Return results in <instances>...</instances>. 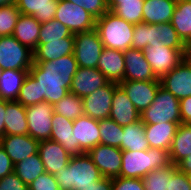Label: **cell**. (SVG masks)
Returning <instances> with one entry per match:
<instances>
[{
  "instance_id": "cell-53",
  "label": "cell",
  "mask_w": 191,
  "mask_h": 190,
  "mask_svg": "<svg viewBox=\"0 0 191 190\" xmlns=\"http://www.w3.org/2000/svg\"><path fill=\"white\" fill-rule=\"evenodd\" d=\"M184 58L191 65V43L186 45Z\"/></svg>"
},
{
  "instance_id": "cell-44",
  "label": "cell",
  "mask_w": 191,
  "mask_h": 190,
  "mask_svg": "<svg viewBox=\"0 0 191 190\" xmlns=\"http://www.w3.org/2000/svg\"><path fill=\"white\" fill-rule=\"evenodd\" d=\"M28 190H60V188L55 176L45 172L28 186Z\"/></svg>"
},
{
  "instance_id": "cell-27",
  "label": "cell",
  "mask_w": 191,
  "mask_h": 190,
  "mask_svg": "<svg viewBox=\"0 0 191 190\" xmlns=\"http://www.w3.org/2000/svg\"><path fill=\"white\" fill-rule=\"evenodd\" d=\"M176 1L174 0H144L143 23L161 24L170 22Z\"/></svg>"
},
{
  "instance_id": "cell-5",
  "label": "cell",
  "mask_w": 191,
  "mask_h": 190,
  "mask_svg": "<svg viewBox=\"0 0 191 190\" xmlns=\"http://www.w3.org/2000/svg\"><path fill=\"white\" fill-rule=\"evenodd\" d=\"M144 125L174 122L181 124L179 100L163 87H159L153 103L141 114Z\"/></svg>"
},
{
  "instance_id": "cell-39",
  "label": "cell",
  "mask_w": 191,
  "mask_h": 190,
  "mask_svg": "<svg viewBox=\"0 0 191 190\" xmlns=\"http://www.w3.org/2000/svg\"><path fill=\"white\" fill-rule=\"evenodd\" d=\"M66 37H74V34H72L64 24L53 18L52 20L41 24L38 44H46L50 41Z\"/></svg>"
},
{
  "instance_id": "cell-49",
  "label": "cell",
  "mask_w": 191,
  "mask_h": 190,
  "mask_svg": "<svg viewBox=\"0 0 191 190\" xmlns=\"http://www.w3.org/2000/svg\"><path fill=\"white\" fill-rule=\"evenodd\" d=\"M181 123L191 124V96L179 100Z\"/></svg>"
},
{
  "instance_id": "cell-32",
  "label": "cell",
  "mask_w": 191,
  "mask_h": 190,
  "mask_svg": "<svg viewBox=\"0 0 191 190\" xmlns=\"http://www.w3.org/2000/svg\"><path fill=\"white\" fill-rule=\"evenodd\" d=\"M191 155V124L178 125L169 151L171 163L176 166L180 161Z\"/></svg>"
},
{
  "instance_id": "cell-41",
  "label": "cell",
  "mask_w": 191,
  "mask_h": 190,
  "mask_svg": "<svg viewBox=\"0 0 191 190\" xmlns=\"http://www.w3.org/2000/svg\"><path fill=\"white\" fill-rule=\"evenodd\" d=\"M156 38L166 47L173 49H186V44L178 36L170 22L156 24Z\"/></svg>"
},
{
  "instance_id": "cell-18",
  "label": "cell",
  "mask_w": 191,
  "mask_h": 190,
  "mask_svg": "<svg viewBox=\"0 0 191 190\" xmlns=\"http://www.w3.org/2000/svg\"><path fill=\"white\" fill-rule=\"evenodd\" d=\"M38 153L44 165L45 172L54 176L68 165L71 158V155L60 143L52 140L39 141Z\"/></svg>"
},
{
  "instance_id": "cell-56",
  "label": "cell",
  "mask_w": 191,
  "mask_h": 190,
  "mask_svg": "<svg viewBox=\"0 0 191 190\" xmlns=\"http://www.w3.org/2000/svg\"><path fill=\"white\" fill-rule=\"evenodd\" d=\"M187 177H188V181H189V184L191 186V173H186Z\"/></svg>"
},
{
  "instance_id": "cell-2",
  "label": "cell",
  "mask_w": 191,
  "mask_h": 190,
  "mask_svg": "<svg viewBox=\"0 0 191 190\" xmlns=\"http://www.w3.org/2000/svg\"><path fill=\"white\" fill-rule=\"evenodd\" d=\"M60 190H81L103 178L88 153L71 156L69 163L55 175Z\"/></svg>"
},
{
  "instance_id": "cell-36",
  "label": "cell",
  "mask_w": 191,
  "mask_h": 190,
  "mask_svg": "<svg viewBox=\"0 0 191 190\" xmlns=\"http://www.w3.org/2000/svg\"><path fill=\"white\" fill-rule=\"evenodd\" d=\"M100 144L120 148L122 144L123 127L111 118L99 120Z\"/></svg>"
},
{
  "instance_id": "cell-19",
  "label": "cell",
  "mask_w": 191,
  "mask_h": 190,
  "mask_svg": "<svg viewBox=\"0 0 191 190\" xmlns=\"http://www.w3.org/2000/svg\"><path fill=\"white\" fill-rule=\"evenodd\" d=\"M99 120L82 115L73 122L75 144H79L84 153L100 144Z\"/></svg>"
},
{
  "instance_id": "cell-25",
  "label": "cell",
  "mask_w": 191,
  "mask_h": 190,
  "mask_svg": "<svg viewBox=\"0 0 191 190\" xmlns=\"http://www.w3.org/2000/svg\"><path fill=\"white\" fill-rule=\"evenodd\" d=\"M15 4L23 15H30L42 23L55 17L58 0H15Z\"/></svg>"
},
{
  "instance_id": "cell-20",
  "label": "cell",
  "mask_w": 191,
  "mask_h": 190,
  "mask_svg": "<svg viewBox=\"0 0 191 190\" xmlns=\"http://www.w3.org/2000/svg\"><path fill=\"white\" fill-rule=\"evenodd\" d=\"M73 122L62 115L53 113L50 137V140L60 143L71 156L84 153L79 144H75Z\"/></svg>"
},
{
  "instance_id": "cell-24",
  "label": "cell",
  "mask_w": 191,
  "mask_h": 190,
  "mask_svg": "<svg viewBox=\"0 0 191 190\" xmlns=\"http://www.w3.org/2000/svg\"><path fill=\"white\" fill-rule=\"evenodd\" d=\"M145 126V136L150 148L170 151L172 140L176 134L178 124L164 122L162 124H150Z\"/></svg>"
},
{
  "instance_id": "cell-42",
  "label": "cell",
  "mask_w": 191,
  "mask_h": 190,
  "mask_svg": "<svg viewBox=\"0 0 191 190\" xmlns=\"http://www.w3.org/2000/svg\"><path fill=\"white\" fill-rule=\"evenodd\" d=\"M20 15L15 3L0 7V36L12 35Z\"/></svg>"
},
{
  "instance_id": "cell-37",
  "label": "cell",
  "mask_w": 191,
  "mask_h": 190,
  "mask_svg": "<svg viewBox=\"0 0 191 190\" xmlns=\"http://www.w3.org/2000/svg\"><path fill=\"white\" fill-rule=\"evenodd\" d=\"M159 43L156 38V24H135L132 37V48L144 50L148 46Z\"/></svg>"
},
{
  "instance_id": "cell-38",
  "label": "cell",
  "mask_w": 191,
  "mask_h": 190,
  "mask_svg": "<svg viewBox=\"0 0 191 190\" xmlns=\"http://www.w3.org/2000/svg\"><path fill=\"white\" fill-rule=\"evenodd\" d=\"M177 169L172 163L164 168H159L146 174L142 179L145 190H168L169 178Z\"/></svg>"
},
{
  "instance_id": "cell-45",
  "label": "cell",
  "mask_w": 191,
  "mask_h": 190,
  "mask_svg": "<svg viewBox=\"0 0 191 190\" xmlns=\"http://www.w3.org/2000/svg\"><path fill=\"white\" fill-rule=\"evenodd\" d=\"M112 190H145L142 178H123L112 179Z\"/></svg>"
},
{
  "instance_id": "cell-34",
  "label": "cell",
  "mask_w": 191,
  "mask_h": 190,
  "mask_svg": "<svg viewBox=\"0 0 191 190\" xmlns=\"http://www.w3.org/2000/svg\"><path fill=\"white\" fill-rule=\"evenodd\" d=\"M53 111L69 120H76L84 115L83 100L73 93H68L60 101L53 105Z\"/></svg>"
},
{
  "instance_id": "cell-3",
  "label": "cell",
  "mask_w": 191,
  "mask_h": 190,
  "mask_svg": "<svg viewBox=\"0 0 191 190\" xmlns=\"http://www.w3.org/2000/svg\"><path fill=\"white\" fill-rule=\"evenodd\" d=\"M171 164L169 152L162 149L149 148L143 151H122L120 177L143 178L153 170Z\"/></svg>"
},
{
  "instance_id": "cell-55",
  "label": "cell",
  "mask_w": 191,
  "mask_h": 190,
  "mask_svg": "<svg viewBox=\"0 0 191 190\" xmlns=\"http://www.w3.org/2000/svg\"><path fill=\"white\" fill-rule=\"evenodd\" d=\"M15 3V0H0V7L9 6Z\"/></svg>"
},
{
  "instance_id": "cell-33",
  "label": "cell",
  "mask_w": 191,
  "mask_h": 190,
  "mask_svg": "<svg viewBox=\"0 0 191 190\" xmlns=\"http://www.w3.org/2000/svg\"><path fill=\"white\" fill-rule=\"evenodd\" d=\"M14 173L29 186L42 173H45L39 153L33 154L15 164Z\"/></svg>"
},
{
  "instance_id": "cell-35",
  "label": "cell",
  "mask_w": 191,
  "mask_h": 190,
  "mask_svg": "<svg viewBox=\"0 0 191 190\" xmlns=\"http://www.w3.org/2000/svg\"><path fill=\"white\" fill-rule=\"evenodd\" d=\"M144 0L120 1L110 11L132 24L143 22Z\"/></svg>"
},
{
  "instance_id": "cell-23",
  "label": "cell",
  "mask_w": 191,
  "mask_h": 190,
  "mask_svg": "<svg viewBox=\"0 0 191 190\" xmlns=\"http://www.w3.org/2000/svg\"><path fill=\"white\" fill-rule=\"evenodd\" d=\"M74 44V37H66L50 41L46 44H38L33 51V62L51 61L73 54Z\"/></svg>"
},
{
  "instance_id": "cell-28",
  "label": "cell",
  "mask_w": 191,
  "mask_h": 190,
  "mask_svg": "<svg viewBox=\"0 0 191 190\" xmlns=\"http://www.w3.org/2000/svg\"><path fill=\"white\" fill-rule=\"evenodd\" d=\"M5 135L28 134L26 110L18 101H6Z\"/></svg>"
},
{
  "instance_id": "cell-17",
  "label": "cell",
  "mask_w": 191,
  "mask_h": 190,
  "mask_svg": "<svg viewBox=\"0 0 191 190\" xmlns=\"http://www.w3.org/2000/svg\"><path fill=\"white\" fill-rule=\"evenodd\" d=\"M108 82L105 75L97 68L78 67L72 79L70 93L83 98L105 86Z\"/></svg>"
},
{
  "instance_id": "cell-30",
  "label": "cell",
  "mask_w": 191,
  "mask_h": 190,
  "mask_svg": "<svg viewBox=\"0 0 191 190\" xmlns=\"http://www.w3.org/2000/svg\"><path fill=\"white\" fill-rule=\"evenodd\" d=\"M29 70H2L0 99L16 101Z\"/></svg>"
},
{
  "instance_id": "cell-22",
  "label": "cell",
  "mask_w": 191,
  "mask_h": 190,
  "mask_svg": "<svg viewBox=\"0 0 191 190\" xmlns=\"http://www.w3.org/2000/svg\"><path fill=\"white\" fill-rule=\"evenodd\" d=\"M97 69L101 71L109 82L124 81L125 61L123 51L104 47Z\"/></svg>"
},
{
  "instance_id": "cell-48",
  "label": "cell",
  "mask_w": 191,
  "mask_h": 190,
  "mask_svg": "<svg viewBox=\"0 0 191 190\" xmlns=\"http://www.w3.org/2000/svg\"><path fill=\"white\" fill-rule=\"evenodd\" d=\"M14 172V164L5 150L0 146V179Z\"/></svg>"
},
{
  "instance_id": "cell-29",
  "label": "cell",
  "mask_w": 191,
  "mask_h": 190,
  "mask_svg": "<svg viewBox=\"0 0 191 190\" xmlns=\"http://www.w3.org/2000/svg\"><path fill=\"white\" fill-rule=\"evenodd\" d=\"M171 25L176 30L178 36L187 45L191 43V0H181L176 2Z\"/></svg>"
},
{
  "instance_id": "cell-21",
  "label": "cell",
  "mask_w": 191,
  "mask_h": 190,
  "mask_svg": "<svg viewBox=\"0 0 191 190\" xmlns=\"http://www.w3.org/2000/svg\"><path fill=\"white\" fill-rule=\"evenodd\" d=\"M109 118L122 127L140 120V113L120 86L113 93Z\"/></svg>"
},
{
  "instance_id": "cell-11",
  "label": "cell",
  "mask_w": 191,
  "mask_h": 190,
  "mask_svg": "<svg viewBox=\"0 0 191 190\" xmlns=\"http://www.w3.org/2000/svg\"><path fill=\"white\" fill-rule=\"evenodd\" d=\"M118 86V83L108 82L105 86L83 97L84 114L96 120L109 118L113 93Z\"/></svg>"
},
{
  "instance_id": "cell-1",
  "label": "cell",
  "mask_w": 191,
  "mask_h": 190,
  "mask_svg": "<svg viewBox=\"0 0 191 190\" xmlns=\"http://www.w3.org/2000/svg\"><path fill=\"white\" fill-rule=\"evenodd\" d=\"M78 64L74 54L56 60L33 62L29 73L39 82L41 102L56 104L68 93Z\"/></svg>"
},
{
  "instance_id": "cell-13",
  "label": "cell",
  "mask_w": 191,
  "mask_h": 190,
  "mask_svg": "<svg viewBox=\"0 0 191 190\" xmlns=\"http://www.w3.org/2000/svg\"><path fill=\"white\" fill-rule=\"evenodd\" d=\"M88 154L105 178H117L122 165V150L117 147L98 144Z\"/></svg>"
},
{
  "instance_id": "cell-8",
  "label": "cell",
  "mask_w": 191,
  "mask_h": 190,
  "mask_svg": "<svg viewBox=\"0 0 191 190\" xmlns=\"http://www.w3.org/2000/svg\"><path fill=\"white\" fill-rule=\"evenodd\" d=\"M185 50L166 47L162 42H159L146 47L143 54L155 76L160 79L184 59Z\"/></svg>"
},
{
  "instance_id": "cell-31",
  "label": "cell",
  "mask_w": 191,
  "mask_h": 190,
  "mask_svg": "<svg viewBox=\"0 0 191 190\" xmlns=\"http://www.w3.org/2000/svg\"><path fill=\"white\" fill-rule=\"evenodd\" d=\"M122 151H143L150 148L145 136V126L140 119L135 123L123 126Z\"/></svg>"
},
{
  "instance_id": "cell-6",
  "label": "cell",
  "mask_w": 191,
  "mask_h": 190,
  "mask_svg": "<svg viewBox=\"0 0 191 190\" xmlns=\"http://www.w3.org/2000/svg\"><path fill=\"white\" fill-rule=\"evenodd\" d=\"M33 64V51L12 35L0 36V67L2 70H29Z\"/></svg>"
},
{
  "instance_id": "cell-26",
  "label": "cell",
  "mask_w": 191,
  "mask_h": 190,
  "mask_svg": "<svg viewBox=\"0 0 191 190\" xmlns=\"http://www.w3.org/2000/svg\"><path fill=\"white\" fill-rule=\"evenodd\" d=\"M41 23L35 17L21 14L12 36L22 45L34 51L38 45Z\"/></svg>"
},
{
  "instance_id": "cell-43",
  "label": "cell",
  "mask_w": 191,
  "mask_h": 190,
  "mask_svg": "<svg viewBox=\"0 0 191 190\" xmlns=\"http://www.w3.org/2000/svg\"><path fill=\"white\" fill-rule=\"evenodd\" d=\"M80 7H83L96 19L102 17L109 11L106 0H67Z\"/></svg>"
},
{
  "instance_id": "cell-10",
  "label": "cell",
  "mask_w": 191,
  "mask_h": 190,
  "mask_svg": "<svg viewBox=\"0 0 191 190\" xmlns=\"http://www.w3.org/2000/svg\"><path fill=\"white\" fill-rule=\"evenodd\" d=\"M28 135L35 140H50L52 131L53 105L42 101L25 107Z\"/></svg>"
},
{
  "instance_id": "cell-57",
  "label": "cell",
  "mask_w": 191,
  "mask_h": 190,
  "mask_svg": "<svg viewBox=\"0 0 191 190\" xmlns=\"http://www.w3.org/2000/svg\"><path fill=\"white\" fill-rule=\"evenodd\" d=\"M2 68L0 67V78H1Z\"/></svg>"
},
{
  "instance_id": "cell-4",
  "label": "cell",
  "mask_w": 191,
  "mask_h": 190,
  "mask_svg": "<svg viewBox=\"0 0 191 190\" xmlns=\"http://www.w3.org/2000/svg\"><path fill=\"white\" fill-rule=\"evenodd\" d=\"M135 24L125 21L113 12L108 11L96 19L95 29L103 47L125 51L132 48L133 29Z\"/></svg>"
},
{
  "instance_id": "cell-14",
  "label": "cell",
  "mask_w": 191,
  "mask_h": 190,
  "mask_svg": "<svg viewBox=\"0 0 191 190\" xmlns=\"http://www.w3.org/2000/svg\"><path fill=\"white\" fill-rule=\"evenodd\" d=\"M118 85L127 94L136 110L141 114L153 103L161 83L160 81L124 80Z\"/></svg>"
},
{
  "instance_id": "cell-40",
  "label": "cell",
  "mask_w": 191,
  "mask_h": 190,
  "mask_svg": "<svg viewBox=\"0 0 191 190\" xmlns=\"http://www.w3.org/2000/svg\"><path fill=\"white\" fill-rule=\"evenodd\" d=\"M16 101L24 107L41 102L39 82L30 73L26 76Z\"/></svg>"
},
{
  "instance_id": "cell-12",
  "label": "cell",
  "mask_w": 191,
  "mask_h": 190,
  "mask_svg": "<svg viewBox=\"0 0 191 190\" xmlns=\"http://www.w3.org/2000/svg\"><path fill=\"white\" fill-rule=\"evenodd\" d=\"M159 80L161 87L178 100L191 96V65L185 58Z\"/></svg>"
},
{
  "instance_id": "cell-46",
  "label": "cell",
  "mask_w": 191,
  "mask_h": 190,
  "mask_svg": "<svg viewBox=\"0 0 191 190\" xmlns=\"http://www.w3.org/2000/svg\"><path fill=\"white\" fill-rule=\"evenodd\" d=\"M168 190H191L186 173L177 168L169 178Z\"/></svg>"
},
{
  "instance_id": "cell-7",
  "label": "cell",
  "mask_w": 191,
  "mask_h": 190,
  "mask_svg": "<svg viewBox=\"0 0 191 190\" xmlns=\"http://www.w3.org/2000/svg\"><path fill=\"white\" fill-rule=\"evenodd\" d=\"M74 43L78 67L97 68L104 47L96 29L74 34Z\"/></svg>"
},
{
  "instance_id": "cell-16",
  "label": "cell",
  "mask_w": 191,
  "mask_h": 190,
  "mask_svg": "<svg viewBox=\"0 0 191 190\" xmlns=\"http://www.w3.org/2000/svg\"><path fill=\"white\" fill-rule=\"evenodd\" d=\"M0 146L5 150L15 165L18 162L37 154L39 150V141L30 135H4L0 139Z\"/></svg>"
},
{
  "instance_id": "cell-51",
  "label": "cell",
  "mask_w": 191,
  "mask_h": 190,
  "mask_svg": "<svg viewBox=\"0 0 191 190\" xmlns=\"http://www.w3.org/2000/svg\"><path fill=\"white\" fill-rule=\"evenodd\" d=\"M6 100L0 99V139L5 135Z\"/></svg>"
},
{
  "instance_id": "cell-52",
  "label": "cell",
  "mask_w": 191,
  "mask_h": 190,
  "mask_svg": "<svg viewBox=\"0 0 191 190\" xmlns=\"http://www.w3.org/2000/svg\"><path fill=\"white\" fill-rule=\"evenodd\" d=\"M176 166L184 173H191V155L180 161Z\"/></svg>"
},
{
  "instance_id": "cell-54",
  "label": "cell",
  "mask_w": 191,
  "mask_h": 190,
  "mask_svg": "<svg viewBox=\"0 0 191 190\" xmlns=\"http://www.w3.org/2000/svg\"><path fill=\"white\" fill-rule=\"evenodd\" d=\"M120 1H129V0H106L107 7L109 11L117 4H120Z\"/></svg>"
},
{
  "instance_id": "cell-47",
  "label": "cell",
  "mask_w": 191,
  "mask_h": 190,
  "mask_svg": "<svg viewBox=\"0 0 191 190\" xmlns=\"http://www.w3.org/2000/svg\"><path fill=\"white\" fill-rule=\"evenodd\" d=\"M0 190H28V186L12 172L0 179Z\"/></svg>"
},
{
  "instance_id": "cell-15",
  "label": "cell",
  "mask_w": 191,
  "mask_h": 190,
  "mask_svg": "<svg viewBox=\"0 0 191 190\" xmlns=\"http://www.w3.org/2000/svg\"><path fill=\"white\" fill-rule=\"evenodd\" d=\"M125 61L124 80L160 81L146 61L143 50L128 48L123 51Z\"/></svg>"
},
{
  "instance_id": "cell-9",
  "label": "cell",
  "mask_w": 191,
  "mask_h": 190,
  "mask_svg": "<svg viewBox=\"0 0 191 190\" xmlns=\"http://www.w3.org/2000/svg\"><path fill=\"white\" fill-rule=\"evenodd\" d=\"M55 19L64 24L72 34L95 28L96 18L83 7L67 0H58Z\"/></svg>"
},
{
  "instance_id": "cell-50",
  "label": "cell",
  "mask_w": 191,
  "mask_h": 190,
  "mask_svg": "<svg viewBox=\"0 0 191 190\" xmlns=\"http://www.w3.org/2000/svg\"><path fill=\"white\" fill-rule=\"evenodd\" d=\"M81 190H112V178H101L96 184L83 188Z\"/></svg>"
}]
</instances>
